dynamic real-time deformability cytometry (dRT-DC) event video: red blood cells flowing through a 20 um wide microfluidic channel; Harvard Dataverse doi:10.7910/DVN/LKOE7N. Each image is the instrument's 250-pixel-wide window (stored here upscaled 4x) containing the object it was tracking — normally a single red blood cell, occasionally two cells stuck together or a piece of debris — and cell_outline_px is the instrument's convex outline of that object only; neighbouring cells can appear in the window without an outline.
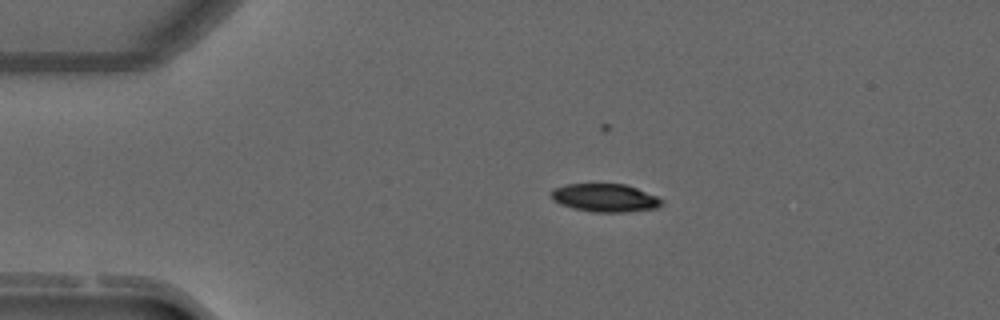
{"species": "common noctule bat (a hibernating species)", "species_latin": "Nyctalus noctula", "temperature_condition": "warm", "stored_images_in_passage": 41, "camera_frame_rate_fps": 3000, "um_per_image_px": 0.085, "animal": {"sex": "male", "forearm_length_mm": 52.5}, "frame": {"image": 1, "passage_image": 1, "time_ms": 0.0, "image_size_px": [1000, 320], "cell_outline_px": [[664, 204], [656, 208], [628, 212], [592, 212], [572, 208], [560, 204], [552, 200], [552, 188], [568, 184], [624, 184], [636, 188], [656, 196], [664, 200]], "centroid_in_image_um": [51.43, 16.82], "position_along_channel_um": 33.6, "area_um2": 18.15}}
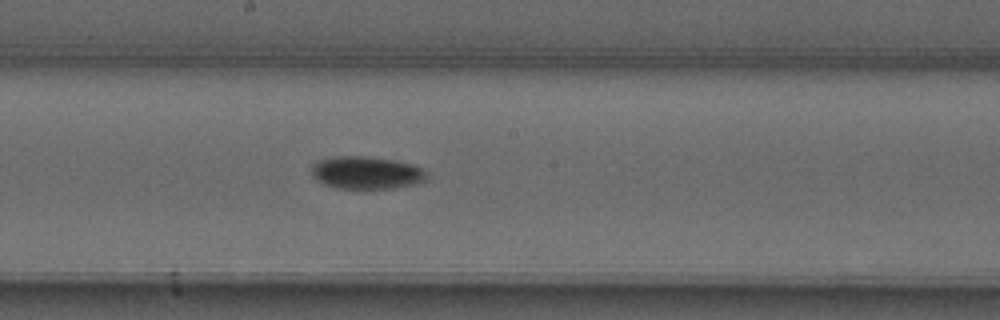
{"frame": {"image": 2, "passage_image": 18, "time_ms": 5.667, "image_size_px": [1000, 320], "cell_outline_px": [[428, 180], [416, 184], [392, 188], [336, 188], [324, 184], [316, 180], [312, 176], [312, 164], [316, 160], [332, 156], [364, 156], [396, 160], [412, 164], [428, 172]], "centroid_in_image_um": [31.14, 14.67], "position_along_channel_um": 217.1, "area_um2": 22.2}}
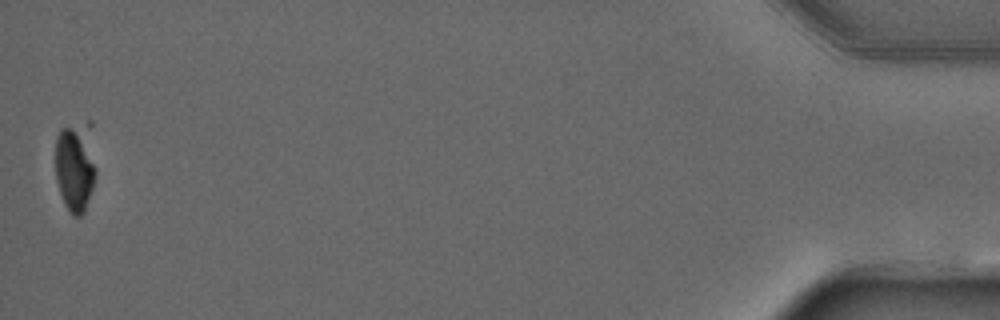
{"frame": {"image": 3, "passage_image": 41, "time_ms": 13.333, "image_size_px": [1000, 320], "cell_outline_px": [[96, 176], [84, 212], [80, 216], [72, 216], [68, 212], [64, 204], [56, 180], [56, 136], [60, 128], [88, 120], [92, 120], [96, 168]], "centroid_in_image_um": [6.44, 14.06], "position_along_channel_um": 428.8, "area_um2": 22.25}}